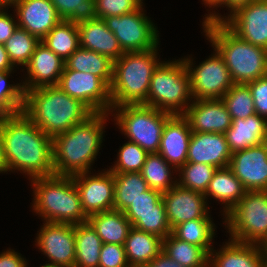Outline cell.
<instances>
[{"instance_id":"1","label":"cell","mask_w":267,"mask_h":267,"mask_svg":"<svg viewBox=\"0 0 267 267\" xmlns=\"http://www.w3.org/2000/svg\"><path fill=\"white\" fill-rule=\"evenodd\" d=\"M0 131L8 172L20 171L29 180L54 175L53 139L23 112L0 119Z\"/></svg>"},{"instance_id":"2","label":"cell","mask_w":267,"mask_h":267,"mask_svg":"<svg viewBox=\"0 0 267 267\" xmlns=\"http://www.w3.org/2000/svg\"><path fill=\"white\" fill-rule=\"evenodd\" d=\"M109 116V112L93 113L53 138L54 175L73 176L92 170L105 140L103 134Z\"/></svg>"},{"instance_id":"3","label":"cell","mask_w":267,"mask_h":267,"mask_svg":"<svg viewBox=\"0 0 267 267\" xmlns=\"http://www.w3.org/2000/svg\"><path fill=\"white\" fill-rule=\"evenodd\" d=\"M22 112L52 139L93 114L85 104L70 97L57 85L26 91Z\"/></svg>"},{"instance_id":"4","label":"cell","mask_w":267,"mask_h":267,"mask_svg":"<svg viewBox=\"0 0 267 267\" xmlns=\"http://www.w3.org/2000/svg\"><path fill=\"white\" fill-rule=\"evenodd\" d=\"M210 46L222 56L234 84L267 75V50L240 39L223 22L202 23Z\"/></svg>"},{"instance_id":"5","label":"cell","mask_w":267,"mask_h":267,"mask_svg":"<svg viewBox=\"0 0 267 267\" xmlns=\"http://www.w3.org/2000/svg\"><path fill=\"white\" fill-rule=\"evenodd\" d=\"M30 182L34 196L31 208L42 221L73 225L87 222L72 176L37 177Z\"/></svg>"},{"instance_id":"6","label":"cell","mask_w":267,"mask_h":267,"mask_svg":"<svg viewBox=\"0 0 267 267\" xmlns=\"http://www.w3.org/2000/svg\"><path fill=\"white\" fill-rule=\"evenodd\" d=\"M158 50L153 48L142 52H126L114 61L110 85L112 108L125 104H143L147 100L153 72L162 62Z\"/></svg>"},{"instance_id":"7","label":"cell","mask_w":267,"mask_h":267,"mask_svg":"<svg viewBox=\"0 0 267 267\" xmlns=\"http://www.w3.org/2000/svg\"><path fill=\"white\" fill-rule=\"evenodd\" d=\"M192 101L190 77L183 59L162 61L153 72L143 105L183 115Z\"/></svg>"},{"instance_id":"8","label":"cell","mask_w":267,"mask_h":267,"mask_svg":"<svg viewBox=\"0 0 267 267\" xmlns=\"http://www.w3.org/2000/svg\"><path fill=\"white\" fill-rule=\"evenodd\" d=\"M109 113L128 141L137 143L148 154L158 153L166 122L173 116L143 104L116 106Z\"/></svg>"},{"instance_id":"9","label":"cell","mask_w":267,"mask_h":267,"mask_svg":"<svg viewBox=\"0 0 267 267\" xmlns=\"http://www.w3.org/2000/svg\"><path fill=\"white\" fill-rule=\"evenodd\" d=\"M223 220L230 239L263 246L267 242V191H246Z\"/></svg>"},{"instance_id":"10","label":"cell","mask_w":267,"mask_h":267,"mask_svg":"<svg viewBox=\"0 0 267 267\" xmlns=\"http://www.w3.org/2000/svg\"><path fill=\"white\" fill-rule=\"evenodd\" d=\"M143 6L145 5L129 14L103 19L107 28L114 33L124 53L159 48L158 27L144 13L146 11Z\"/></svg>"},{"instance_id":"11","label":"cell","mask_w":267,"mask_h":267,"mask_svg":"<svg viewBox=\"0 0 267 267\" xmlns=\"http://www.w3.org/2000/svg\"><path fill=\"white\" fill-rule=\"evenodd\" d=\"M213 50L209 58L196 66L191 56L182 58L190 77L193 100L222 99L234 85L225 61L215 48Z\"/></svg>"},{"instance_id":"12","label":"cell","mask_w":267,"mask_h":267,"mask_svg":"<svg viewBox=\"0 0 267 267\" xmlns=\"http://www.w3.org/2000/svg\"><path fill=\"white\" fill-rule=\"evenodd\" d=\"M66 94L80 100L93 113L110 112V87L98 76L64 67L57 85Z\"/></svg>"},{"instance_id":"13","label":"cell","mask_w":267,"mask_h":267,"mask_svg":"<svg viewBox=\"0 0 267 267\" xmlns=\"http://www.w3.org/2000/svg\"><path fill=\"white\" fill-rule=\"evenodd\" d=\"M37 234L35 245L50 261L44 265L74 267L75 233L73 224L44 221Z\"/></svg>"},{"instance_id":"14","label":"cell","mask_w":267,"mask_h":267,"mask_svg":"<svg viewBox=\"0 0 267 267\" xmlns=\"http://www.w3.org/2000/svg\"><path fill=\"white\" fill-rule=\"evenodd\" d=\"M72 178L87 217L114 210V174L108 168L97 174L79 173Z\"/></svg>"},{"instance_id":"15","label":"cell","mask_w":267,"mask_h":267,"mask_svg":"<svg viewBox=\"0 0 267 267\" xmlns=\"http://www.w3.org/2000/svg\"><path fill=\"white\" fill-rule=\"evenodd\" d=\"M223 23L240 39L267 50V0L238 7Z\"/></svg>"},{"instance_id":"16","label":"cell","mask_w":267,"mask_h":267,"mask_svg":"<svg viewBox=\"0 0 267 267\" xmlns=\"http://www.w3.org/2000/svg\"><path fill=\"white\" fill-rule=\"evenodd\" d=\"M228 167L246 191H267V147L264 143L232 153Z\"/></svg>"},{"instance_id":"17","label":"cell","mask_w":267,"mask_h":267,"mask_svg":"<svg viewBox=\"0 0 267 267\" xmlns=\"http://www.w3.org/2000/svg\"><path fill=\"white\" fill-rule=\"evenodd\" d=\"M162 199L165 204L166 216L171 230L186 221L199 218H211L210 208L203 193L186 189L176 184Z\"/></svg>"},{"instance_id":"18","label":"cell","mask_w":267,"mask_h":267,"mask_svg":"<svg viewBox=\"0 0 267 267\" xmlns=\"http://www.w3.org/2000/svg\"><path fill=\"white\" fill-rule=\"evenodd\" d=\"M64 67L65 61L40 41L24 68L27 72L21 80L24 93L33 88L58 85Z\"/></svg>"},{"instance_id":"19","label":"cell","mask_w":267,"mask_h":267,"mask_svg":"<svg viewBox=\"0 0 267 267\" xmlns=\"http://www.w3.org/2000/svg\"><path fill=\"white\" fill-rule=\"evenodd\" d=\"M183 116L188 120L192 132L225 134L232 124L222 99L193 100Z\"/></svg>"},{"instance_id":"20","label":"cell","mask_w":267,"mask_h":267,"mask_svg":"<svg viewBox=\"0 0 267 267\" xmlns=\"http://www.w3.org/2000/svg\"><path fill=\"white\" fill-rule=\"evenodd\" d=\"M10 8L16 13L18 27L40 40L62 21L50 0H18Z\"/></svg>"},{"instance_id":"21","label":"cell","mask_w":267,"mask_h":267,"mask_svg":"<svg viewBox=\"0 0 267 267\" xmlns=\"http://www.w3.org/2000/svg\"><path fill=\"white\" fill-rule=\"evenodd\" d=\"M219 250V251H218ZM209 253L208 267H267L264 247L228 239Z\"/></svg>"},{"instance_id":"22","label":"cell","mask_w":267,"mask_h":267,"mask_svg":"<svg viewBox=\"0 0 267 267\" xmlns=\"http://www.w3.org/2000/svg\"><path fill=\"white\" fill-rule=\"evenodd\" d=\"M231 155L225 134L192 132L187 162L225 168L229 166Z\"/></svg>"},{"instance_id":"23","label":"cell","mask_w":267,"mask_h":267,"mask_svg":"<svg viewBox=\"0 0 267 267\" xmlns=\"http://www.w3.org/2000/svg\"><path fill=\"white\" fill-rule=\"evenodd\" d=\"M191 134L189 122L183 115H173L166 122L158 154L177 171L187 162Z\"/></svg>"},{"instance_id":"24","label":"cell","mask_w":267,"mask_h":267,"mask_svg":"<svg viewBox=\"0 0 267 267\" xmlns=\"http://www.w3.org/2000/svg\"><path fill=\"white\" fill-rule=\"evenodd\" d=\"M80 47L95 51L109 57L112 61L119 59L122 50L114 33L110 31L103 19H93L77 24Z\"/></svg>"},{"instance_id":"25","label":"cell","mask_w":267,"mask_h":267,"mask_svg":"<svg viewBox=\"0 0 267 267\" xmlns=\"http://www.w3.org/2000/svg\"><path fill=\"white\" fill-rule=\"evenodd\" d=\"M267 119L257 114L246 119H233L225 137L232 153L264 143Z\"/></svg>"},{"instance_id":"26","label":"cell","mask_w":267,"mask_h":267,"mask_svg":"<svg viewBox=\"0 0 267 267\" xmlns=\"http://www.w3.org/2000/svg\"><path fill=\"white\" fill-rule=\"evenodd\" d=\"M246 190L229 167L217 168L204 194L208 203L213 198L223 205V216L228 214L244 196ZM211 197V198H210Z\"/></svg>"},{"instance_id":"27","label":"cell","mask_w":267,"mask_h":267,"mask_svg":"<svg viewBox=\"0 0 267 267\" xmlns=\"http://www.w3.org/2000/svg\"><path fill=\"white\" fill-rule=\"evenodd\" d=\"M162 238L132 227L126 238L124 248L130 267L149 264L162 252Z\"/></svg>"},{"instance_id":"28","label":"cell","mask_w":267,"mask_h":267,"mask_svg":"<svg viewBox=\"0 0 267 267\" xmlns=\"http://www.w3.org/2000/svg\"><path fill=\"white\" fill-rule=\"evenodd\" d=\"M103 243L124 245L132 224L121 211L111 210L97 213L87 220Z\"/></svg>"},{"instance_id":"29","label":"cell","mask_w":267,"mask_h":267,"mask_svg":"<svg viewBox=\"0 0 267 267\" xmlns=\"http://www.w3.org/2000/svg\"><path fill=\"white\" fill-rule=\"evenodd\" d=\"M75 265L74 267H99L102 240L91 224L87 222L74 225Z\"/></svg>"},{"instance_id":"30","label":"cell","mask_w":267,"mask_h":267,"mask_svg":"<svg viewBox=\"0 0 267 267\" xmlns=\"http://www.w3.org/2000/svg\"><path fill=\"white\" fill-rule=\"evenodd\" d=\"M113 63L114 61L105 55L79 47L65 60V67L70 70L92 73L110 87L113 78Z\"/></svg>"},{"instance_id":"31","label":"cell","mask_w":267,"mask_h":267,"mask_svg":"<svg viewBox=\"0 0 267 267\" xmlns=\"http://www.w3.org/2000/svg\"><path fill=\"white\" fill-rule=\"evenodd\" d=\"M162 252L183 267H208L209 254L202 247L180 240L172 233L162 240Z\"/></svg>"},{"instance_id":"32","label":"cell","mask_w":267,"mask_h":267,"mask_svg":"<svg viewBox=\"0 0 267 267\" xmlns=\"http://www.w3.org/2000/svg\"><path fill=\"white\" fill-rule=\"evenodd\" d=\"M216 225L212 218H199L175 226L171 233L178 239L202 247L208 254L214 248Z\"/></svg>"},{"instance_id":"33","label":"cell","mask_w":267,"mask_h":267,"mask_svg":"<svg viewBox=\"0 0 267 267\" xmlns=\"http://www.w3.org/2000/svg\"><path fill=\"white\" fill-rule=\"evenodd\" d=\"M140 173L149 188L162 193L167 192L177 184L178 178L174 176V173H178L177 170L158 153L147 155Z\"/></svg>"},{"instance_id":"34","label":"cell","mask_w":267,"mask_h":267,"mask_svg":"<svg viewBox=\"0 0 267 267\" xmlns=\"http://www.w3.org/2000/svg\"><path fill=\"white\" fill-rule=\"evenodd\" d=\"M148 189L140 172L114 174V210L124 212Z\"/></svg>"},{"instance_id":"35","label":"cell","mask_w":267,"mask_h":267,"mask_svg":"<svg viewBox=\"0 0 267 267\" xmlns=\"http://www.w3.org/2000/svg\"><path fill=\"white\" fill-rule=\"evenodd\" d=\"M41 42L65 61L80 47L77 24L62 20L47 33Z\"/></svg>"},{"instance_id":"36","label":"cell","mask_w":267,"mask_h":267,"mask_svg":"<svg viewBox=\"0 0 267 267\" xmlns=\"http://www.w3.org/2000/svg\"><path fill=\"white\" fill-rule=\"evenodd\" d=\"M40 39L27 30L20 27L14 31L13 35L4 43L5 49L12 65L24 67L29 63L32 54L34 53Z\"/></svg>"},{"instance_id":"37","label":"cell","mask_w":267,"mask_h":267,"mask_svg":"<svg viewBox=\"0 0 267 267\" xmlns=\"http://www.w3.org/2000/svg\"><path fill=\"white\" fill-rule=\"evenodd\" d=\"M215 166L205 163L186 162L177 172V184L186 189H191L205 194L214 172Z\"/></svg>"},{"instance_id":"38","label":"cell","mask_w":267,"mask_h":267,"mask_svg":"<svg viewBox=\"0 0 267 267\" xmlns=\"http://www.w3.org/2000/svg\"><path fill=\"white\" fill-rule=\"evenodd\" d=\"M15 70L0 72V119L23 111L24 90L22 83L10 84L8 78Z\"/></svg>"},{"instance_id":"39","label":"cell","mask_w":267,"mask_h":267,"mask_svg":"<svg viewBox=\"0 0 267 267\" xmlns=\"http://www.w3.org/2000/svg\"><path fill=\"white\" fill-rule=\"evenodd\" d=\"M233 119H246L255 114L251 91L246 84H234L222 97Z\"/></svg>"},{"instance_id":"40","label":"cell","mask_w":267,"mask_h":267,"mask_svg":"<svg viewBox=\"0 0 267 267\" xmlns=\"http://www.w3.org/2000/svg\"><path fill=\"white\" fill-rule=\"evenodd\" d=\"M62 20L80 23L97 18L95 0H50Z\"/></svg>"},{"instance_id":"41","label":"cell","mask_w":267,"mask_h":267,"mask_svg":"<svg viewBox=\"0 0 267 267\" xmlns=\"http://www.w3.org/2000/svg\"><path fill=\"white\" fill-rule=\"evenodd\" d=\"M148 153L137 143L127 141L118 151L117 160L109 167L113 174L140 172Z\"/></svg>"},{"instance_id":"42","label":"cell","mask_w":267,"mask_h":267,"mask_svg":"<svg viewBox=\"0 0 267 267\" xmlns=\"http://www.w3.org/2000/svg\"><path fill=\"white\" fill-rule=\"evenodd\" d=\"M132 224V227L155 234L164 239L171 233V227L168 223L166 212L149 214H125Z\"/></svg>"},{"instance_id":"43","label":"cell","mask_w":267,"mask_h":267,"mask_svg":"<svg viewBox=\"0 0 267 267\" xmlns=\"http://www.w3.org/2000/svg\"><path fill=\"white\" fill-rule=\"evenodd\" d=\"M162 195V192L149 188L147 191L142 193V196L132 202L123 213L149 214L166 212Z\"/></svg>"},{"instance_id":"44","label":"cell","mask_w":267,"mask_h":267,"mask_svg":"<svg viewBox=\"0 0 267 267\" xmlns=\"http://www.w3.org/2000/svg\"><path fill=\"white\" fill-rule=\"evenodd\" d=\"M144 0H95L97 18L121 16L138 10Z\"/></svg>"},{"instance_id":"45","label":"cell","mask_w":267,"mask_h":267,"mask_svg":"<svg viewBox=\"0 0 267 267\" xmlns=\"http://www.w3.org/2000/svg\"><path fill=\"white\" fill-rule=\"evenodd\" d=\"M99 267H130L126 259L124 245L103 243Z\"/></svg>"},{"instance_id":"46","label":"cell","mask_w":267,"mask_h":267,"mask_svg":"<svg viewBox=\"0 0 267 267\" xmlns=\"http://www.w3.org/2000/svg\"><path fill=\"white\" fill-rule=\"evenodd\" d=\"M254 101L255 114L267 119V75L246 83Z\"/></svg>"},{"instance_id":"47","label":"cell","mask_w":267,"mask_h":267,"mask_svg":"<svg viewBox=\"0 0 267 267\" xmlns=\"http://www.w3.org/2000/svg\"><path fill=\"white\" fill-rule=\"evenodd\" d=\"M9 7H0V43L4 44L18 27L16 14H10ZM16 19V20H15Z\"/></svg>"},{"instance_id":"48","label":"cell","mask_w":267,"mask_h":267,"mask_svg":"<svg viewBox=\"0 0 267 267\" xmlns=\"http://www.w3.org/2000/svg\"><path fill=\"white\" fill-rule=\"evenodd\" d=\"M0 267H28V263L21 253L8 248L0 253Z\"/></svg>"},{"instance_id":"49","label":"cell","mask_w":267,"mask_h":267,"mask_svg":"<svg viewBox=\"0 0 267 267\" xmlns=\"http://www.w3.org/2000/svg\"><path fill=\"white\" fill-rule=\"evenodd\" d=\"M202 2L205 7L210 8L209 11L212 10L211 12L208 11V14L204 15L205 17L203 16L204 19L202 23L223 22L225 20V16L215 11V9L218 11L217 8H219V6L224 2V0H202Z\"/></svg>"},{"instance_id":"50","label":"cell","mask_w":267,"mask_h":267,"mask_svg":"<svg viewBox=\"0 0 267 267\" xmlns=\"http://www.w3.org/2000/svg\"><path fill=\"white\" fill-rule=\"evenodd\" d=\"M142 267H183L178 262L169 258L164 252H161L149 264Z\"/></svg>"},{"instance_id":"51","label":"cell","mask_w":267,"mask_h":267,"mask_svg":"<svg viewBox=\"0 0 267 267\" xmlns=\"http://www.w3.org/2000/svg\"><path fill=\"white\" fill-rule=\"evenodd\" d=\"M16 69L9 60L4 44L0 43V72H8Z\"/></svg>"},{"instance_id":"52","label":"cell","mask_w":267,"mask_h":267,"mask_svg":"<svg viewBox=\"0 0 267 267\" xmlns=\"http://www.w3.org/2000/svg\"><path fill=\"white\" fill-rule=\"evenodd\" d=\"M255 0H224V2L219 7H226L229 12L227 16L224 14L225 19L229 16V13L232 14L238 7L247 5Z\"/></svg>"},{"instance_id":"53","label":"cell","mask_w":267,"mask_h":267,"mask_svg":"<svg viewBox=\"0 0 267 267\" xmlns=\"http://www.w3.org/2000/svg\"><path fill=\"white\" fill-rule=\"evenodd\" d=\"M0 173H8L7 171V166H6V161L4 158V150H3V141H2V135L0 131Z\"/></svg>"},{"instance_id":"54","label":"cell","mask_w":267,"mask_h":267,"mask_svg":"<svg viewBox=\"0 0 267 267\" xmlns=\"http://www.w3.org/2000/svg\"><path fill=\"white\" fill-rule=\"evenodd\" d=\"M18 0H0V7H11Z\"/></svg>"},{"instance_id":"55","label":"cell","mask_w":267,"mask_h":267,"mask_svg":"<svg viewBox=\"0 0 267 267\" xmlns=\"http://www.w3.org/2000/svg\"><path fill=\"white\" fill-rule=\"evenodd\" d=\"M264 247V251H265V254H266V258H267V242L263 245Z\"/></svg>"},{"instance_id":"56","label":"cell","mask_w":267,"mask_h":267,"mask_svg":"<svg viewBox=\"0 0 267 267\" xmlns=\"http://www.w3.org/2000/svg\"><path fill=\"white\" fill-rule=\"evenodd\" d=\"M264 144H265L266 147H267V135H266V137H265Z\"/></svg>"},{"instance_id":"57","label":"cell","mask_w":267,"mask_h":267,"mask_svg":"<svg viewBox=\"0 0 267 267\" xmlns=\"http://www.w3.org/2000/svg\"><path fill=\"white\" fill-rule=\"evenodd\" d=\"M39 267H52V266H48V265H42V266H39Z\"/></svg>"}]
</instances>
